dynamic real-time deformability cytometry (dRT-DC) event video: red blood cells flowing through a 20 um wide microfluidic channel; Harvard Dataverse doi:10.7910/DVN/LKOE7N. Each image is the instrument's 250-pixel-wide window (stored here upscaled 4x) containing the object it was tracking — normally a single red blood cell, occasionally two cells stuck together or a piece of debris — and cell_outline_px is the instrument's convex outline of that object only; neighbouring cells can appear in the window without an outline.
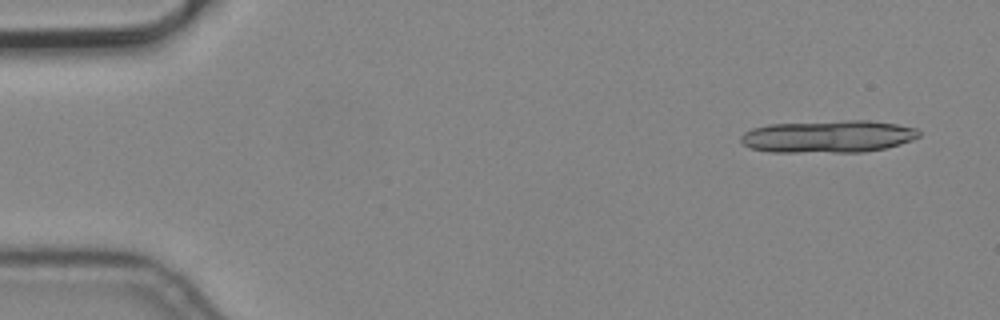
{"species": "common noctule bat (a hibernating species)", "species_latin": "Nyctalus noctula", "temperature_condition": "cold", "stored_images_in_passage": 4, "camera_frame_rate_fps": 3000, "um_per_image_px": 0.085, "animal": {"sex": "male", "body_mass_g": 19.2, "forearm_length_mm": 51.8}, "frame": {"image": 1, "passage_image": 1, "time_ms": 0.0, "image_size_px": [1000, 320], "cell_outline_px": [[920, 136], [912, 140], [900, 144], [884, 148], [864, 152], [768, 152], [752, 148], [744, 144], [740, 140], [740, 136], [744, 132], [752, 128], [768, 124], [848, 120], [868, 120], [896, 124], [916, 128], [920, 132]], "centroid_in_image_um": [70.39, 11.6], "position_along_channel_um": 14.6, "area_um2": 33.7}}